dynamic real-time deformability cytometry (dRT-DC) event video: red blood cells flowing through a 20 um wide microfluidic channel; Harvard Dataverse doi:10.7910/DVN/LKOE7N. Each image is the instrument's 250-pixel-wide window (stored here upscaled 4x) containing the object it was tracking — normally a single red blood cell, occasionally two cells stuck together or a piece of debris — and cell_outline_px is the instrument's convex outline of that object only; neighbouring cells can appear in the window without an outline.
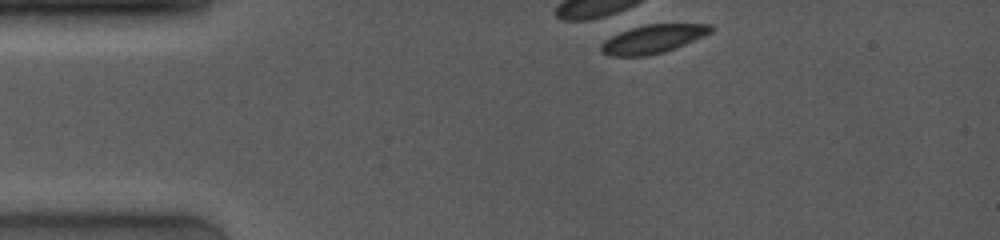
{"species": "common noctule bat (a hibernating species)", "species_latin": "Nyctalus noctula", "temperature_condition": "room temperature", "stored_images_in_passage": 2, "camera_frame_rate_fps": 4000, "um_per_image_px": 0.085, "animal": {"sex": "female", "body_mass_g": 19.0, "forearm_length_mm": 53.3}, "frame": {"image": 1, "passage_image": 1, "time_ms": 0.0, "image_size_px": [1000, 240], "cell_outline_px": [[716, 28], [712, 32], [704, 36], [664, 52], [648, 56], [612, 56], [600, 52], [600, 44], [604, 40], [620, 32], [632, 28], [648, 24], [712, 24]], "centroid_in_image_um": [55.51, 3.32], "position_along_channel_um": 29.5, "area_um2": 18.21}}